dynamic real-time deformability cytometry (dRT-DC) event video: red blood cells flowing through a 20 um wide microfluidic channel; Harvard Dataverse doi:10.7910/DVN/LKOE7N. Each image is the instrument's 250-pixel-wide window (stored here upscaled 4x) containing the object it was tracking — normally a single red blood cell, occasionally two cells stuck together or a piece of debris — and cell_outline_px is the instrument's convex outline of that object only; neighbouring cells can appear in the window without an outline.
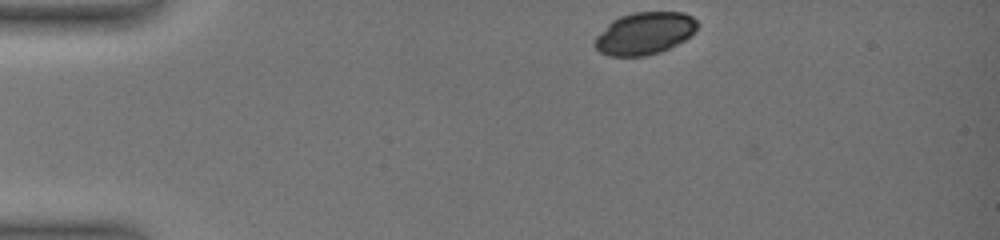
{"species": "common noctule bat (a hibernating species)", "species_latin": "Nyctalus noctula", "temperature_condition": "warm", "stored_images_in_passage": 3, "camera_frame_rate_fps": 3000, "um_per_image_px": 0.085, "animal": {"sex": "female", "body_mass_g": 19.0, "forearm_length_mm": 51.5}, "frame": {"image": 1, "passage_image": 1, "time_ms": 0.0, "image_size_px": [1000, 240], "cell_outline_px": [[696, 32], [684, 40], [660, 52], [644, 56], [608, 56], [600, 52], [596, 48], [596, 36], [612, 20], [620, 16], [632, 12], [684, 12], [692, 16], [696, 20]], "centroid_in_image_um": [54.8, 2.83], "position_along_channel_um": 30.2, "area_um2": 25.14}}